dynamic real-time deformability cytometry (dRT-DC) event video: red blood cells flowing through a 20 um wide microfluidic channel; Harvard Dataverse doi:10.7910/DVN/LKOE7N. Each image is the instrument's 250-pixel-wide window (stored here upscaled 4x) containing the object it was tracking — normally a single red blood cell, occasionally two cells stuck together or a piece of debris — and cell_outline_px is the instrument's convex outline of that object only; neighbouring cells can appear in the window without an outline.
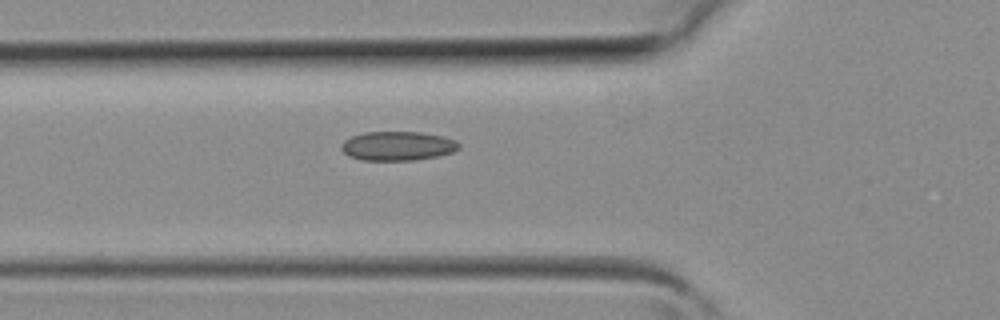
{"species": "common noctule bat (a hibernating species)", "species_latin": "Nyctalus noctula", "temperature_condition": "room temperature", "stored_images_in_passage": 3, "camera_frame_rate_fps": 3000, "um_per_image_px": 0.085, "animal": {"sex": "female", "body_mass_g": 19.3, "forearm_length_mm": 54.1}, "frame": {"image": 1, "passage_image": 3, "time_ms": 0.667, "image_size_px": [1000, 320], "cell_outline_px": [[460, 148], [452, 152], [436, 156], [416, 160], [360, 160], [348, 156], [340, 148], [340, 144], [344, 140], [352, 136], [364, 132], [420, 132], [444, 136], [460, 144]], "centroid_in_image_um": [33.76, 12.41], "position_along_channel_um": 92.0, "area_um2": 20.0}}